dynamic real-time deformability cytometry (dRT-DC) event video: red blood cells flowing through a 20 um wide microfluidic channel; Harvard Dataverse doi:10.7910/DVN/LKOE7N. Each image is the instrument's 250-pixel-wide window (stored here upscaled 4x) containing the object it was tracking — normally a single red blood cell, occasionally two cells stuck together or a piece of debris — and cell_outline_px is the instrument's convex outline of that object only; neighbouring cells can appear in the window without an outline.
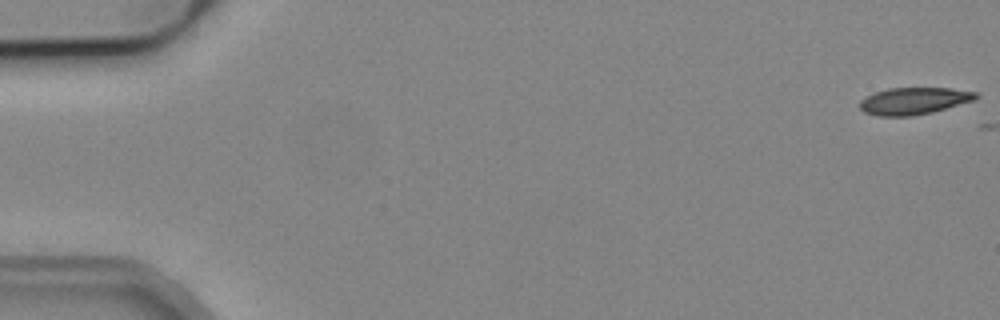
{"species": "common noctule bat (a hibernating species)", "species_latin": "Nyctalus noctula", "temperature_condition": "cold", "stored_images_in_passage": 4, "camera_frame_rate_fps": 3000, "um_per_image_px": 0.085, "animal": {"sex": "male", "body_mass_g": 19.2, "forearm_length_mm": 51.8}, "frame": {"image": 1, "passage_image": 1, "time_ms": 0.0, "image_size_px": [1000, 320], "cell_outline_px": [[980, 96], [976, 100], [932, 112], [912, 116], [880, 116], [864, 112], [860, 108], [860, 100], [872, 92], [888, 88], [952, 88], [980, 92]], "centroid_in_image_um": [77.72, 8.56], "position_along_channel_um": 7.3, "area_um2": 18.55}}